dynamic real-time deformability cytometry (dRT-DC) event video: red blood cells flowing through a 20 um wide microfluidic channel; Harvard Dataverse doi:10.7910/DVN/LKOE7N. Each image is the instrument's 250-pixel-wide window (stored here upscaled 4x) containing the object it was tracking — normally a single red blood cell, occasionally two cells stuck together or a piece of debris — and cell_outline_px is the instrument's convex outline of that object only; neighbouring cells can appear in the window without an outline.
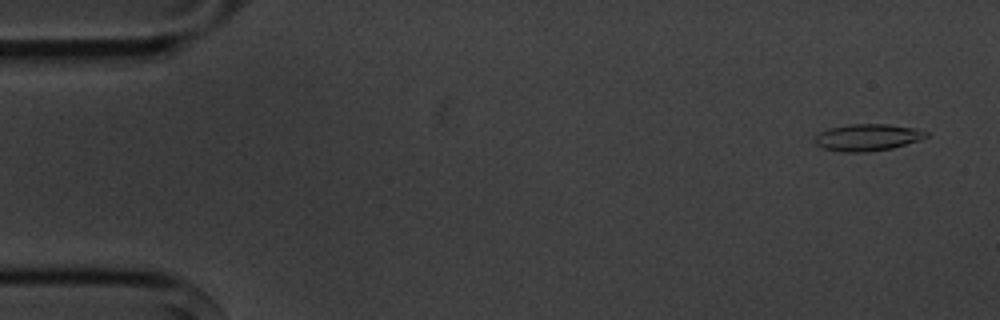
{"species": "common noctule bat (a hibernating species)", "species_latin": "Nyctalus noctula", "temperature_condition": "cold", "stored_images_in_passage": 4, "camera_frame_rate_fps": 3000, "um_per_image_px": 0.085, "animal": {"sex": "male", "body_mass_g": 20.1, "forearm_length_mm": 53.5}, "frame": {"image": 1, "passage_image": 1, "time_ms": 0.0, "image_size_px": [1000, 320], "cell_outline_px": [[928, 136], [920, 140], [892, 148], [868, 152], [840, 152], [824, 148], [816, 144], [816, 136], [820, 132], [828, 128], [852, 124], [888, 124], [916, 128], [928, 132]], "centroid_in_image_um": [73.77, 11.68], "position_along_channel_um": 11.2, "area_um2": 17.4}}